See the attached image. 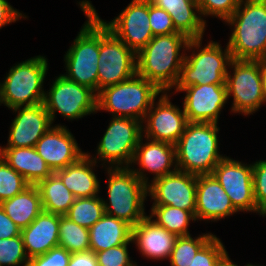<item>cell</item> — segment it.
I'll return each mask as SVG.
<instances>
[{
    "label": "cell",
    "mask_w": 266,
    "mask_h": 266,
    "mask_svg": "<svg viewBox=\"0 0 266 266\" xmlns=\"http://www.w3.org/2000/svg\"><path fill=\"white\" fill-rule=\"evenodd\" d=\"M143 140L146 142L143 143ZM135 164L139 168L134 169ZM130 167L139 179L148 185L151 181L177 170L176 147L141 136ZM146 172L153 174L152 180L149 179Z\"/></svg>",
    "instance_id": "18"
},
{
    "label": "cell",
    "mask_w": 266,
    "mask_h": 266,
    "mask_svg": "<svg viewBox=\"0 0 266 266\" xmlns=\"http://www.w3.org/2000/svg\"><path fill=\"white\" fill-rule=\"evenodd\" d=\"M149 23L153 36L180 33L175 29L171 16L164 9L151 4L150 1Z\"/></svg>",
    "instance_id": "40"
},
{
    "label": "cell",
    "mask_w": 266,
    "mask_h": 266,
    "mask_svg": "<svg viewBox=\"0 0 266 266\" xmlns=\"http://www.w3.org/2000/svg\"><path fill=\"white\" fill-rule=\"evenodd\" d=\"M177 237L148 215L132 227V242L142 257L150 260H169Z\"/></svg>",
    "instance_id": "22"
},
{
    "label": "cell",
    "mask_w": 266,
    "mask_h": 266,
    "mask_svg": "<svg viewBox=\"0 0 266 266\" xmlns=\"http://www.w3.org/2000/svg\"><path fill=\"white\" fill-rule=\"evenodd\" d=\"M246 266H261V265H259V264L254 265V264H250V263L248 264V263H247Z\"/></svg>",
    "instance_id": "48"
},
{
    "label": "cell",
    "mask_w": 266,
    "mask_h": 266,
    "mask_svg": "<svg viewBox=\"0 0 266 266\" xmlns=\"http://www.w3.org/2000/svg\"><path fill=\"white\" fill-rule=\"evenodd\" d=\"M142 136V122L134 118L113 117L97 145L96 155L86 154L102 167H130ZM106 166V167H105Z\"/></svg>",
    "instance_id": "9"
},
{
    "label": "cell",
    "mask_w": 266,
    "mask_h": 266,
    "mask_svg": "<svg viewBox=\"0 0 266 266\" xmlns=\"http://www.w3.org/2000/svg\"><path fill=\"white\" fill-rule=\"evenodd\" d=\"M235 213L238 211L216 177L213 174L198 175L195 211L197 222H217Z\"/></svg>",
    "instance_id": "21"
},
{
    "label": "cell",
    "mask_w": 266,
    "mask_h": 266,
    "mask_svg": "<svg viewBox=\"0 0 266 266\" xmlns=\"http://www.w3.org/2000/svg\"><path fill=\"white\" fill-rule=\"evenodd\" d=\"M30 184L0 156V203L23 192Z\"/></svg>",
    "instance_id": "34"
},
{
    "label": "cell",
    "mask_w": 266,
    "mask_h": 266,
    "mask_svg": "<svg viewBox=\"0 0 266 266\" xmlns=\"http://www.w3.org/2000/svg\"><path fill=\"white\" fill-rule=\"evenodd\" d=\"M217 123L188 122L176 143L177 169L193 175L212 174L226 156L220 154Z\"/></svg>",
    "instance_id": "5"
},
{
    "label": "cell",
    "mask_w": 266,
    "mask_h": 266,
    "mask_svg": "<svg viewBox=\"0 0 266 266\" xmlns=\"http://www.w3.org/2000/svg\"><path fill=\"white\" fill-rule=\"evenodd\" d=\"M171 95L169 92H162L157 97L158 101L154 100L142 122V136L175 146L184 133L188 120L184 109L172 104Z\"/></svg>",
    "instance_id": "14"
},
{
    "label": "cell",
    "mask_w": 266,
    "mask_h": 266,
    "mask_svg": "<svg viewBox=\"0 0 266 266\" xmlns=\"http://www.w3.org/2000/svg\"><path fill=\"white\" fill-rule=\"evenodd\" d=\"M29 260L21 235L0 239V266H21Z\"/></svg>",
    "instance_id": "35"
},
{
    "label": "cell",
    "mask_w": 266,
    "mask_h": 266,
    "mask_svg": "<svg viewBox=\"0 0 266 266\" xmlns=\"http://www.w3.org/2000/svg\"><path fill=\"white\" fill-rule=\"evenodd\" d=\"M197 176L176 170L157 178L147 185V194L152 205H169L190 211H196Z\"/></svg>",
    "instance_id": "15"
},
{
    "label": "cell",
    "mask_w": 266,
    "mask_h": 266,
    "mask_svg": "<svg viewBox=\"0 0 266 266\" xmlns=\"http://www.w3.org/2000/svg\"><path fill=\"white\" fill-rule=\"evenodd\" d=\"M137 73L136 53L99 17L98 92Z\"/></svg>",
    "instance_id": "11"
},
{
    "label": "cell",
    "mask_w": 266,
    "mask_h": 266,
    "mask_svg": "<svg viewBox=\"0 0 266 266\" xmlns=\"http://www.w3.org/2000/svg\"><path fill=\"white\" fill-rule=\"evenodd\" d=\"M36 186L40 191L42 209L49 213L66 215L76 199L56 173L41 180Z\"/></svg>",
    "instance_id": "29"
},
{
    "label": "cell",
    "mask_w": 266,
    "mask_h": 266,
    "mask_svg": "<svg viewBox=\"0 0 266 266\" xmlns=\"http://www.w3.org/2000/svg\"><path fill=\"white\" fill-rule=\"evenodd\" d=\"M48 59L38 55L13 65L0 82V106L12 109L43 103Z\"/></svg>",
    "instance_id": "8"
},
{
    "label": "cell",
    "mask_w": 266,
    "mask_h": 266,
    "mask_svg": "<svg viewBox=\"0 0 266 266\" xmlns=\"http://www.w3.org/2000/svg\"><path fill=\"white\" fill-rule=\"evenodd\" d=\"M108 200L102 197L105 214L125 221L131 227L144 217L147 185L132 171L131 167H106Z\"/></svg>",
    "instance_id": "6"
},
{
    "label": "cell",
    "mask_w": 266,
    "mask_h": 266,
    "mask_svg": "<svg viewBox=\"0 0 266 266\" xmlns=\"http://www.w3.org/2000/svg\"><path fill=\"white\" fill-rule=\"evenodd\" d=\"M60 215L42 211L26 228L21 229L24 249L29 259L58 246Z\"/></svg>",
    "instance_id": "23"
},
{
    "label": "cell",
    "mask_w": 266,
    "mask_h": 266,
    "mask_svg": "<svg viewBox=\"0 0 266 266\" xmlns=\"http://www.w3.org/2000/svg\"><path fill=\"white\" fill-rule=\"evenodd\" d=\"M241 0H196L202 18L216 17L225 22L238 8ZM205 17V18H204Z\"/></svg>",
    "instance_id": "37"
},
{
    "label": "cell",
    "mask_w": 266,
    "mask_h": 266,
    "mask_svg": "<svg viewBox=\"0 0 266 266\" xmlns=\"http://www.w3.org/2000/svg\"><path fill=\"white\" fill-rule=\"evenodd\" d=\"M87 20L64 55L66 78L98 93L99 16L90 0L78 2Z\"/></svg>",
    "instance_id": "2"
},
{
    "label": "cell",
    "mask_w": 266,
    "mask_h": 266,
    "mask_svg": "<svg viewBox=\"0 0 266 266\" xmlns=\"http://www.w3.org/2000/svg\"><path fill=\"white\" fill-rule=\"evenodd\" d=\"M189 40L182 33L154 36L136 54L137 74L160 91L170 92L179 79Z\"/></svg>",
    "instance_id": "1"
},
{
    "label": "cell",
    "mask_w": 266,
    "mask_h": 266,
    "mask_svg": "<svg viewBox=\"0 0 266 266\" xmlns=\"http://www.w3.org/2000/svg\"><path fill=\"white\" fill-rule=\"evenodd\" d=\"M37 153L53 173L76 163L86 152L65 125L55 124L36 143Z\"/></svg>",
    "instance_id": "19"
},
{
    "label": "cell",
    "mask_w": 266,
    "mask_h": 266,
    "mask_svg": "<svg viewBox=\"0 0 266 266\" xmlns=\"http://www.w3.org/2000/svg\"><path fill=\"white\" fill-rule=\"evenodd\" d=\"M68 266H99L96 253H94L91 249L71 253V258Z\"/></svg>",
    "instance_id": "44"
},
{
    "label": "cell",
    "mask_w": 266,
    "mask_h": 266,
    "mask_svg": "<svg viewBox=\"0 0 266 266\" xmlns=\"http://www.w3.org/2000/svg\"><path fill=\"white\" fill-rule=\"evenodd\" d=\"M50 86L48 91L45 90L43 104L52 124L57 112L70 121L97 113V94L89 87L75 83L63 74L57 76Z\"/></svg>",
    "instance_id": "12"
},
{
    "label": "cell",
    "mask_w": 266,
    "mask_h": 266,
    "mask_svg": "<svg viewBox=\"0 0 266 266\" xmlns=\"http://www.w3.org/2000/svg\"><path fill=\"white\" fill-rule=\"evenodd\" d=\"M21 235L19 228L4 212L0 206V239H7Z\"/></svg>",
    "instance_id": "43"
},
{
    "label": "cell",
    "mask_w": 266,
    "mask_h": 266,
    "mask_svg": "<svg viewBox=\"0 0 266 266\" xmlns=\"http://www.w3.org/2000/svg\"><path fill=\"white\" fill-rule=\"evenodd\" d=\"M253 191L258 211L266 216V160L253 163Z\"/></svg>",
    "instance_id": "39"
},
{
    "label": "cell",
    "mask_w": 266,
    "mask_h": 266,
    "mask_svg": "<svg viewBox=\"0 0 266 266\" xmlns=\"http://www.w3.org/2000/svg\"><path fill=\"white\" fill-rule=\"evenodd\" d=\"M231 29L227 46L235 60H266V0H241L225 21Z\"/></svg>",
    "instance_id": "3"
},
{
    "label": "cell",
    "mask_w": 266,
    "mask_h": 266,
    "mask_svg": "<svg viewBox=\"0 0 266 266\" xmlns=\"http://www.w3.org/2000/svg\"><path fill=\"white\" fill-rule=\"evenodd\" d=\"M21 266H35L30 260L24 264H22Z\"/></svg>",
    "instance_id": "47"
},
{
    "label": "cell",
    "mask_w": 266,
    "mask_h": 266,
    "mask_svg": "<svg viewBox=\"0 0 266 266\" xmlns=\"http://www.w3.org/2000/svg\"><path fill=\"white\" fill-rule=\"evenodd\" d=\"M128 245L111 247L107 250L97 252L96 257L99 266H138L129 256Z\"/></svg>",
    "instance_id": "38"
},
{
    "label": "cell",
    "mask_w": 266,
    "mask_h": 266,
    "mask_svg": "<svg viewBox=\"0 0 266 266\" xmlns=\"http://www.w3.org/2000/svg\"><path fill=\"white\" fill-rule=\"evenodd\" d=\"M11 110L16 116L9 128L7 145L0 147H35L37 141L53 126L43 103Z\"/></svg>",
    "instance_id": "20"
},
{
    "label": "cell",
    "mask_w": 266,
    "mask_h": 266,
    "mask_svg": "<svg viewBox=\"0 0 266 266\" xmlns=\"http://www.w3.org/2000/svg\"><path fill=\"white\" fill-rule=\"evenodd\" d=\"M58 246L69 253L82 252L90 249L89 229L60 215Z\"/></svg>",
    "instance_id": "32"
},
{
    "label": "cell",
    "mask_w": 266,
    "mask_h": 266,
    "mask_svg": "<svg viewBox=\"0 0 266 266\" xmlns=\"http://www.w3.org/2000/svg\"><path fill=\"white\" fill-rule=\"evenodd\" d=\"M101 20L136 54L154 37L149 23V0H131L110 22Z\"/></svg>",
    "instance_id": "16"
},
{
    "label": "cell",
    "mask_w": 266,
    "mask_h": 266,
    "mask_svg": "<svg viewBox=\"0 0 266 266\" xmlns=\"http://www.w3.org/2000/svg\"><path fill=\"white\" fill-rule=\"evenodd\" d=\"M162 91L137 73L97 93V112H110L113 117L134 118L143 122L152 103Z\"/></svg>",
    "instance_id": "7"
},
{
    "label": "cell",
    "mask_w": 266,
    "mask_h": 266,
    "mask_svg": "<svg viewBox=\"0 0 266 266\" xmlns=\"http://www.w3.org/2000/svg\"><path fill=\"white\" fill-rule=\"evenodd\" d=\"M233 73H231V70ZM230 70V71H229ZM225 85L228 100L233 98L231 112L244 116L257 112L265 104L261 60H235L230 63Z\"/></svg>",
    "instance_id": "10"
},
{
    "label": "cell",
    "mask_w": 266,
    "mask_h": 266,
    "mask_svg": "<svg viewBox=\"0 0 266 266\" xmlns=\"http://www.w3.org/2000/svg\"><path fill=\"white\" fill-rule=\"evenodd\" d=\"M105 214L101 196L76 198L65 215L71 221L89 229Z\"/></svg>",
    "instance_id": "31"
},
{
    "label": "cell",
    "mask_w": 266,
    "mask_h": 266,
    "mask_svg": "<svg viewBox=\"0 0 266 266\" xmlns=\"http://www.w3.org/2000/svg\"><path fill=\"white\" fill-rule=\"evenodd\" d=\"M150 213L148 216L159 226L178 237L191 235L189 223L197 221L190 211L169 205H152Z\"/></svg>",
    "instance_id": "30"
},
{
    "label": "cell",
    "mask_w": 266,
    "mask_h": 266,
    "mask_svg": "<svg viewBox=\"0 0 266 266\" xmlns=\"http://www.w3.org/2000/svg\"><path fill=\"white\" fill-rule=\"evenodd\" d=\"M218 266H238L237 264H235L231 258L229 257V254L227 253L220 261V263L218 264ZM246 266V265H244Z\"/></svg>",
    "instance_id": "46"
},
{
    "label": "cell",
    "mask_w": 266,
    "mask_h": 266,
    "mask_svg": "<svg viewBox=\"0 0 266 266\" xmlns=\"http://www.w3.org/2000/svg\"><path fill=\"white\" fill-rule=\"evenodd\" d=\"M132 227L125 221L104 214L89 228L90 249L101 252L111 247L132 242Z\"/></svg>",
    "instance_id": "27"
},
{
    "label": "cell",
    "mask_w": 266,
    "mask_h": 266,
    "mask_svg": "<svg viewBox=\"0 0 266 266\" xmlns=\"http://www.w3.org/2000/svg\"><path fill=\"white\" fill-rule=\"evenodd\" d=\"M202 39H190L184 62L181 66L179 79L174 86L173 94L190 85L225 84L226 75L231 61V52L216 41L210 40L202 46ZM189 52L191 54H187Z\"/></svg>",
    "instance_id": "4"
},
{
    "label": "cell",
    "mask_w": 266,
    "mask_h": 266,
    "mask_svg": "<svg viewBox=\"0 0 266 266\" xmlns=\"http://www.w3.org/2000/svg\"><path fill=\"white\" fill-rule=\"evenodd\" d=\"M0 206L21 229L28 227L43 211L40 191L36 185H30L20 194L4 200Z\"/></svg>",
    "instance_id": "28"
},
{
    "label": "cell",
    "mask_w": 266,
    "mask_h": 266,
    "mask_svg": "<svg viewBox=\"0 0 266 266\" xmlns=\"http://www.w3.org/2000/svg\"><path fill=\"white\" fill-rule=\"evenodd\" d=\"M70 258L71 253L63 247L57 246L43 255L32 257L30 261L35 266H68Z\"/></svg>",
    "instance_id": "41"
},
{
    "label": "cell",
    "mask_w": 266,
    "mask_h": 266,
    "mask_svg": "<svg viewBox=\"0 0 266 266\" xmlns=\"http://www.w3.org/2000/svg\"><path fill=\"white\" fill-rule=\"evenodd\" d=\"M164 9L172 18L175 29L189 39H203L207 23L201 16L196 0H149Z\"/></svg>",
    "instance_id": "24"
},
{
    "label": "cell",
    "mask_w": 266,
    "mask_h": 266,
    "mask_svg": "<svg viewBox=\"0 0 266 266\" xmlns=\"http://www.w3.org/2000/svg\"><path fill=\"white\" fill-rule=\"evenodd\" d=\"M214 236L211 232L199 234L197 237H177L171 256L170 266H189L197 252Z\"/></svg>",
    "instance_id": "33"
},
{
    "label": "cell",
    "mask_w": 266,
    "mask_h": 266,
    "mask_svg": "<svg viewBox=\"0 0 266 266\" xmlns=\"http://www.w3.org/2000/svg\"><path fill=\"white\" fill-rule=\"evenodd\" d=\"M212 174L230 197L234 208L240 212H253L264 217L257 209L253 191V162L242 163L225 156Z\"/></svg>",
    "instance_id": "13"
},
{
    "label": "cell",
    "mask_w": 266,
    "mask_h": 266,
    "mask_svg": "<svg viewBox=\"0 0 266 266\" xmlns=\"http://www.w3.org/2000/svg\"><path fill=\"white\" fill-rule=\"evenodd\" d=\"M185 92L183 109L188 122L217 123L228 101L225 84L190 85Z\"/></svg>",
    "instance_id": "17"
},
{
    "label": "cell",
    "mask_w": 266,
    "mask_h": 266,
    "mask_svg": "<svg viewBox=\"0 0 266 266\" xmlns=\"http://www.w3.org/2000/svg\"><path fill=\"white\" fill-rule=\"evenodd\" d=\"M0 156L30 185H37L53 173L35 147H0Z\"/></svg>",
    "instance_id": "26"
},
{
    "label": "cell",
    "mask_w": 266,
    "mask_h": 266,
    "mask_svg": "<svg viewBox=\"0 0 266 266\" xmlns=\"http://www.w3.org/2000/svg\"><path fill=\"white\" fill-rule=\"evenodd\" d=\"M22 18L26 19L28 17L10 5L7 0H0V29Z\"/></svg>",
    "instance_id": "42"
},
{
    "label": "cell",
    "mask_w": 266,
    "mask_h": 266,
    "mask_svg": "<svg viewBox=\"0 0 266 266\" xmlns=\"http://www.w3.org/2000/svg\"><path fill=\"white\" fill-rule=\"evenodd\" d=\"M95 166L98 167L97 162L85 154L76 163L55 173L76 198L94 197L99 195L101 187Z\"/></svg>",
    "instance_id": "25"
},
{
    "label": "cell",
    "mask_w": 266,
    "mask_h": 266,
    "mask_svg": "<svg viewBox=\"0 0 266 266\" xmlns=\"http://www.w3.org/2000/svg\"><path fill=\"white\" fill-rule=\"evenodd\" d=\"M261 77H262L263 94L266 104V60H261Z\"/></svg>",
    "instance_id": "45"
},
{
    "label": "cell",
    "mask_w": 266,
    "mask_h": 266,
    "mask_svg": "<svg viewBox=\"0 0 266 266\" xmlns=\"http://www.w3.org/2000/svg\"><path fill=\"white\" fill-rule=\"evenodd\" d=\"M227 250L220 238L214 235L194 256L189 266H218Z\"/></svg>",
    "instance_id": "36"
}]
</instances>
